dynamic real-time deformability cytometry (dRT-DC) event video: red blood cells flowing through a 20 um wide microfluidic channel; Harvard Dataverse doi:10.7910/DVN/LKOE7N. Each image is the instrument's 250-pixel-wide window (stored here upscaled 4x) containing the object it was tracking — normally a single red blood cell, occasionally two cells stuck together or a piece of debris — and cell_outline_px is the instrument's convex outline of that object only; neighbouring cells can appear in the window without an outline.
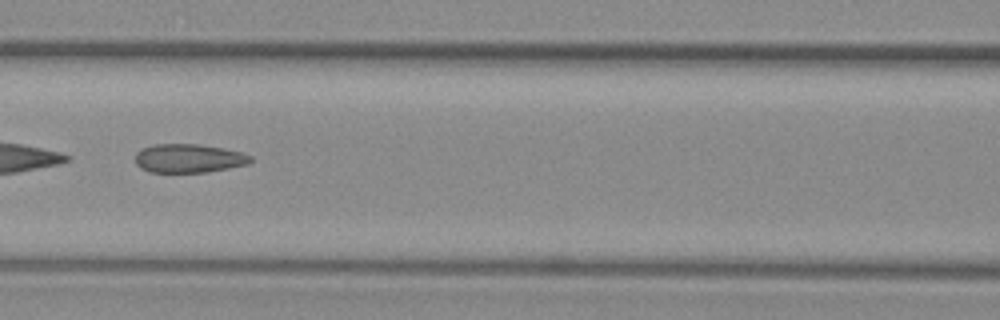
{"species": "common noctule bat (a hibernating species)", "species_latin": "Nyctalus noctula", "temperature_condition": "warm", "stored_images_in_passage": 39, "camera_frame_rate_fps": 3000, "um_per_image_px": 0.085, "animal": {"sex": "female", "body_mass_g": 29.2, "forearm_length_mm": 56.3}, "frame": {"image": 1, "passage_image": 12, "time_ms": 3.667, "image_size_px": [1000, 320], "cell_outline_px": [[252, 160], [248, 164], [208, 172], [148, 172], [140, 168], [136, 164], [136, 152], [140, 148], [152, 144], [200, 144], [224, 148], [240, 152], [252, 156]], "centroid_in_image_um": [16.01, 13.45], "position_along_channel_um": 150.6, "area_um2": 19.48}}
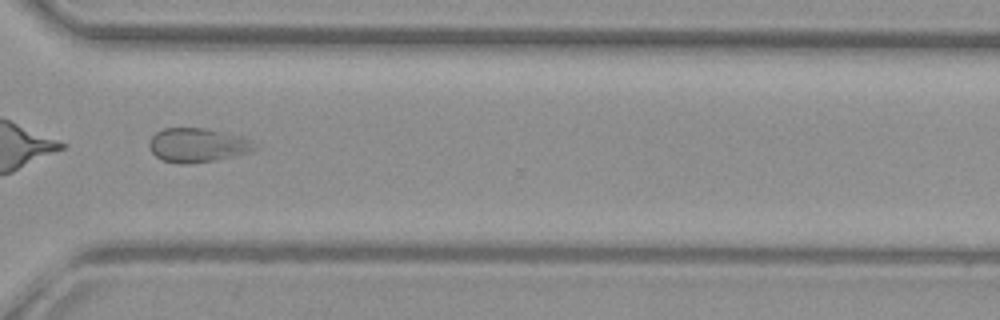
{"frame": {"image": 2, "passage_image": 28, "time_ms": 9.0, "image_size_px": [1000, 320], "cell_outline_px": [[260, 148], [252, 152], [192, 164], [180, 164], [160, 160], [152, 152], [148, 144], [148, 140], [156, 132], [164, 128], [204, 128], [240, 136], [252, 140]], "centroid_in_image_um": [16.79, 12.34], "position_along_channel_um": 353.8, "area_um2": 21.1}, "authors_computed_cell_mechanics": {"area_um2": 20.6924, "velocity_mm_per_s": 3.8154, "shape_relaxation_time_tau1_ms": null, "shape_relaxation_time_tau2_ms": 1.7811, "deformation_change_tau1": null, "deformation_change_tau2": 0.0893}}